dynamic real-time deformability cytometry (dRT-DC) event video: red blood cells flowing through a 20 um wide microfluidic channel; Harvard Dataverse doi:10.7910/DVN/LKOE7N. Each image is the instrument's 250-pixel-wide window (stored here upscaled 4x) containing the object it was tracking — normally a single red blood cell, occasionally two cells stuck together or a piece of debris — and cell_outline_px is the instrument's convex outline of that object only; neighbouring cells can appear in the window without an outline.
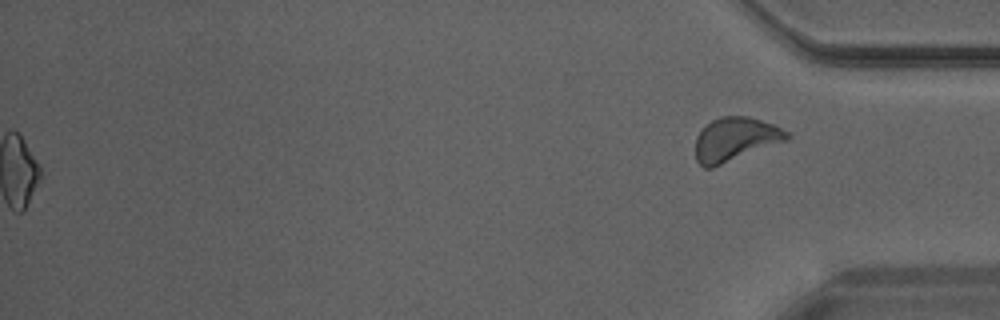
{"species": "Egyptian fruit bat (a non-hibernating species)", "species_latin": "Rousettus aegyptiacus", "temperature_condition": "warm", "stored_images_in_passage": 23, "segment_of_instrument_passage": [2, 2], "camera_frame_rate_fps": 3000, "um_per_image_px": 0.085, "animal": {"sex": "male"}, "frame": {"image": 1, "passage_image": 23, "time_ms": 7.333, "image_size_px": [1000, 320], "cell_outline_px": [[792, 136], [788, 140], [712, 168], [704, 168], [696, 160], [696, 136], [712, 120], [720, 116], [748, 116], [772, 124], [788, 132]], "centroid_in_image_um": [62.5, 11.85], "position_along_channel_um": 372.7, "area_um2": 23.18}}